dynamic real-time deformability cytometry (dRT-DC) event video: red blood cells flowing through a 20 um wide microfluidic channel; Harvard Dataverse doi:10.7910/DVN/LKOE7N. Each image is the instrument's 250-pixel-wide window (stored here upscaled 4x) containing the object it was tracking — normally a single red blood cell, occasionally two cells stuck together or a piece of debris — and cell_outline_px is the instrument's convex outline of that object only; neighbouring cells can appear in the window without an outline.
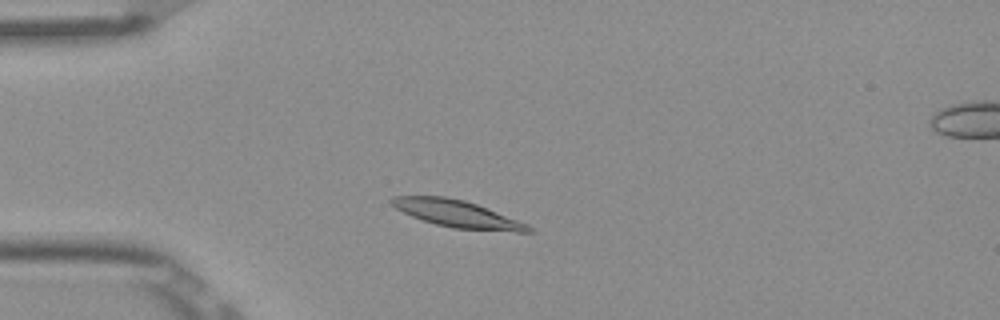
{"species": "Egyptian fruit bat (a non-hibernating species)", "species_latin": "Rousettus aegyptiacus", "temperature_condition": "room temperature", "stored_images_in_passage": 40, "camera_frame_rate_fps": 3000, "um_per_image_px": 0.085, "frame": {"image": 1, "passage_image": 1, "time_ms": 0.0, "image_size_px": [1000, 320], "cell_outline_px": [[536, 232], [516, 232], [452, 228], [436, 224], [412, 216], [388, 204], [388, 200], [392, 196], [444, 196], [464, 200], [476, 204], [528, 224]], "centroid_in_image_um": [38.85, 18.17], "position_along_channel_um": 46.2, "area_um2": 21.5}}
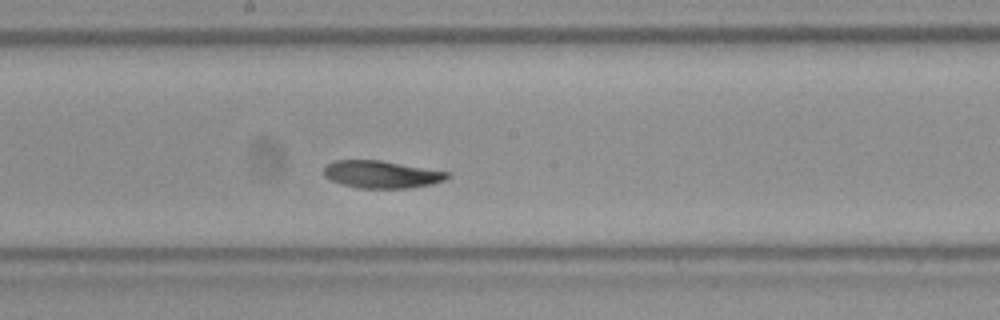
{"frame": {"image": 2, "passage_image": 16, "time_ms": 5.0, "image_size_px": [1000, 320], "cell_outline_px": [[452, 176], [444, 180], [432, 184], [408, 188], [360, 188], [344, 184], [332, 180], [324, 176], [324, 168], [328, 164], [336, 160], [380, 160], [448, 172]], "centroid_in_image_um": [32.45, 14.82], "position_along_channel_um": 215.7, "area_um2": 19.48}}
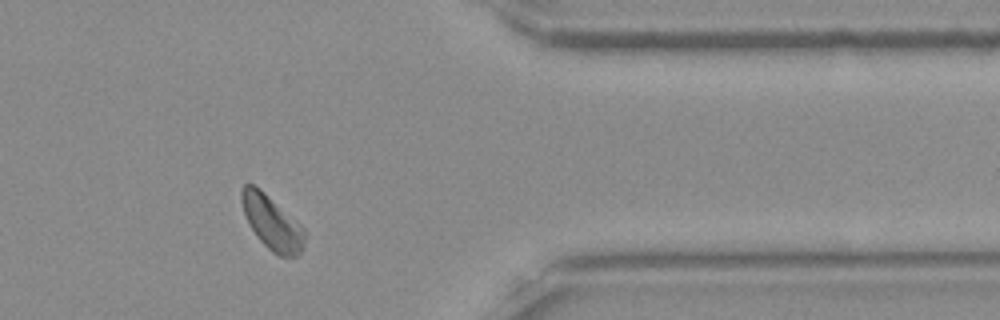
{"frame": {"image": 3, "passage_image": 31, "time_ms": 10.0, "image_size_px": [1000, 320], "cell_outline_px": [[304, 248], [296, 256], [280, 256], [272, 252], [256, 236], [248, 224], [240, 200], [240, 192], [244, 184], [252, 184], [260, 188], [296, 220], [304, 228]], "centroid_in_image_um": [23.09, 18.91], "position_along_channel_um": 388.3, "area_um2": 19.77}}